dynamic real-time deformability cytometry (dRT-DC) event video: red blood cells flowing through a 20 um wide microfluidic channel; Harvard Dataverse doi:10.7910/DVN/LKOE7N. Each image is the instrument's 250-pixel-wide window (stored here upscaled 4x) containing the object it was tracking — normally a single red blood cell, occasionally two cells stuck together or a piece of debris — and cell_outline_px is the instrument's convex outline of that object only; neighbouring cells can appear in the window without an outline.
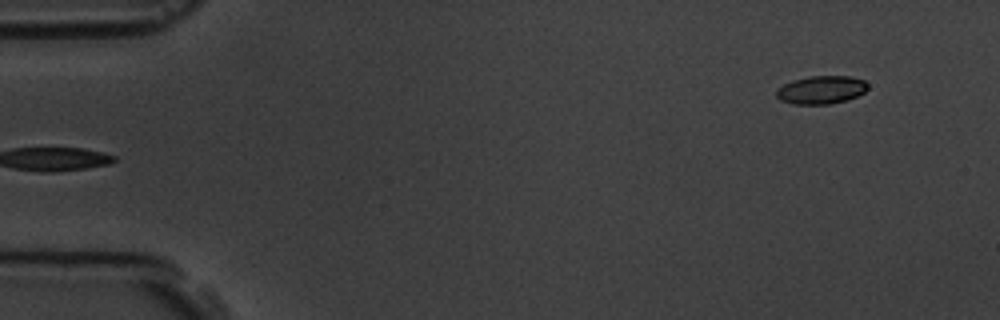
{"species": "common noctule bat (a hibernating species)", "species_latin": "Nyctalus noctula", "temperature_condition": "room temperature", "stored_images_in_passage": 4, "segment_of_instrument_passage": [2, 2], "camera_frame_rate_fps": 3000, "um_per_image_px": 0.085, "animal": {"sex": "male", "body_mass_g": 19.5, "forearm_length_mm": 54.6}, "frame": {"image": 1, "passage_image": 4, "time_ms": 3.667, "image_size_px": [1000, 320], "cell_outline_px": [[868, 88], [864, 92], [856, 96], [844, 100], [828, 104], [796, 104], [780, 100], [776, 96], [776, 88], [792, 80], [808, 76], [852, 76], [864, 80], [868, 84]], "centroid_in_image_um": [69.79, 7.62], "position_along_channel_um": 15.2, "area_um2": 14.97}}